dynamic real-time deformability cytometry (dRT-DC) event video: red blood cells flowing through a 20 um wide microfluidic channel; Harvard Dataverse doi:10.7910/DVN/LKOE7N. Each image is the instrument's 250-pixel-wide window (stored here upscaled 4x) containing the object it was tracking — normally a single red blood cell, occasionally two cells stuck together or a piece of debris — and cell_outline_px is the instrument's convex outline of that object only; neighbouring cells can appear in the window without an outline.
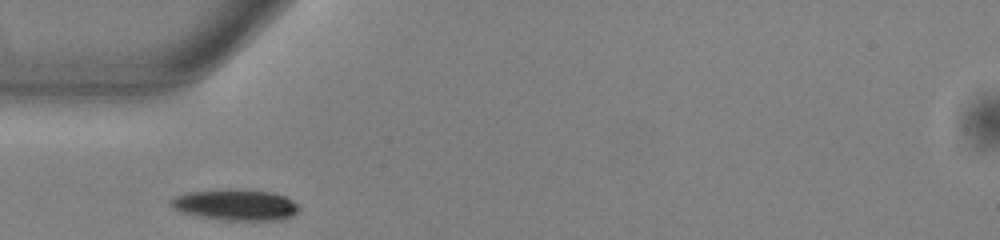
{"species": "common noctule bat (a hibernating species)", "species_latin": "Nyctalus noctula", "temperature_condition": "warm", "stored_images_in_passage": 28, "camera_frame_rate_fps": 3000, "um_per_image_px": 0.085, "animal": {"sex": "male", "body_mass_g": 13.0, "forearm_length_mm": 53.1}, "frame": {"image": 1, "passage_image": 1, "time_ms": 0.0, "image_size_px": [1000, 240], "cell_outline_px": [[300, 208], [292, 216], [280, 220], [220, 220], [200, 216], [184, 212], [168, 204], [168, 200], [176, 196], [188, 192], [228, 188], [244, 188], [272, 192], [284, 196], [292, 200]], "centroid_in_image_um": [20.03, 17.39], "position_along_channel_um": 65.0, "area_um2": 23.41}}
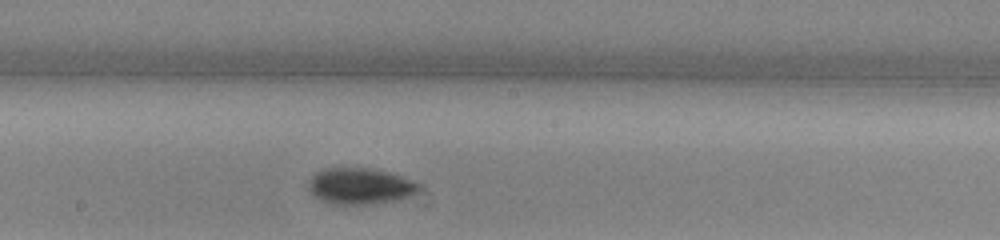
{"frame": {"image": 2, "passage_image": 13, "time_ms": 4.0, "image_size_px": [1000, 240], "cell_outline_px": [[420, 184], [408, 196], [400, 200], [364, 204], [328, 204], [312, 196], [308, 188], [308, 180], [316, 172], [324, 168], [372, 168], [388, 172], [412, 180]], "centroid_in_image_um": [30.51, 15.82], "position_along_channel_um": 217.7, "area_um2": 23.24}}
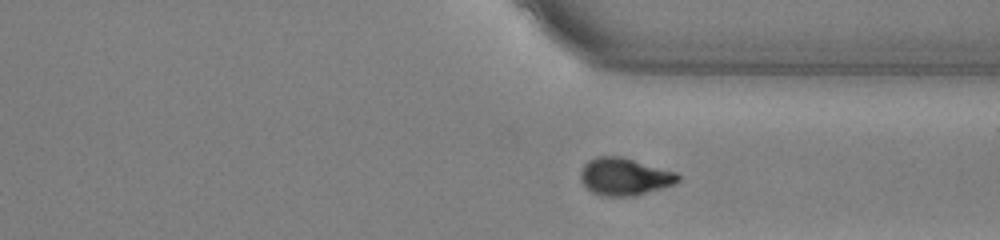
{"frame": {"image": 3, "passage_image": 24, "time_ms": 7.667, "image_size_px": [1000, 240], "cell_outline_px": [[680, 180], [676, 184], [664, 188], [632, 196], [604, 196], [592, 192], [580, 180], [580, 172], [584, 164], [588, 160], [596, 156], [620, 156], [676, 172], [680, 176]], "centroid_in_image_um": [53.09, 15.01], "position_along_channel_um": 358.3, "area_um2": 21.27}, "authors_computed_cell_mechanics": {"area_um2": 23.0911, "velocity_mm_per_s": 3.8307, "shape_relaxation_time_tau1_ms": 2.404, "shape_relaxation_time_tau2_ms": null, "deformation_change_tau1": 0.1244, "deformation_change_tau2": null}}